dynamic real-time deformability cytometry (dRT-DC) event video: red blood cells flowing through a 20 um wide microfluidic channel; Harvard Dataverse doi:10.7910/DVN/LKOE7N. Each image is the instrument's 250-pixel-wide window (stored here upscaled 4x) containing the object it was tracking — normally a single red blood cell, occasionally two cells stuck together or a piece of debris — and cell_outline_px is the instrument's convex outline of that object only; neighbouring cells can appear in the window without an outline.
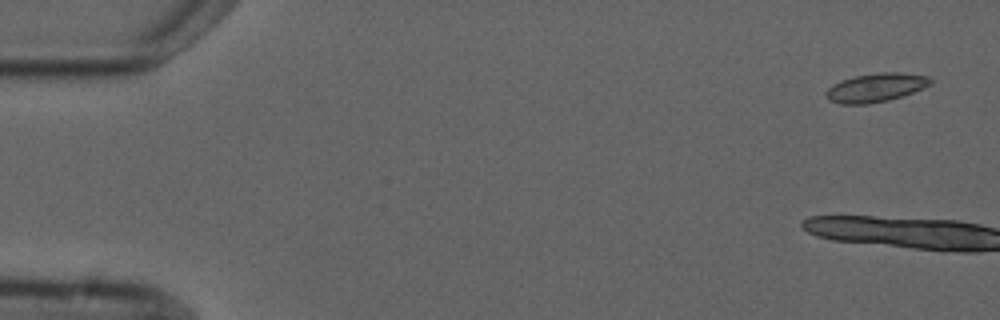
{"species": "common noctule bat (a hibernating species)", "species_latin": "Nyctalus noctula", "temperature_condition": "cold", "stored_images_in_passage": 6, "camera_frame_rate_fps": 3000, "um_per_image_px": 0.085, "animal": {"sex": "male", "forearm_length_mm": 52.5}, "frame": {"image": 1, "passage_image": 1, "time_ms": 0.0, "image_size_px": [1000, 320], "cell_outline_px": [[932, 84], [924, 88], [888, 100], [868, 104], [840, 104], [828, 100], [824, 96], [824, 92], [832, 84], [856, 76], [880, 72], [900, 72], [928, 76], [932, 80]], "centroid_in_image_um": [74.42, 7.45], "position_along_channel_um": 10.6, "area_um2": 17.46}}